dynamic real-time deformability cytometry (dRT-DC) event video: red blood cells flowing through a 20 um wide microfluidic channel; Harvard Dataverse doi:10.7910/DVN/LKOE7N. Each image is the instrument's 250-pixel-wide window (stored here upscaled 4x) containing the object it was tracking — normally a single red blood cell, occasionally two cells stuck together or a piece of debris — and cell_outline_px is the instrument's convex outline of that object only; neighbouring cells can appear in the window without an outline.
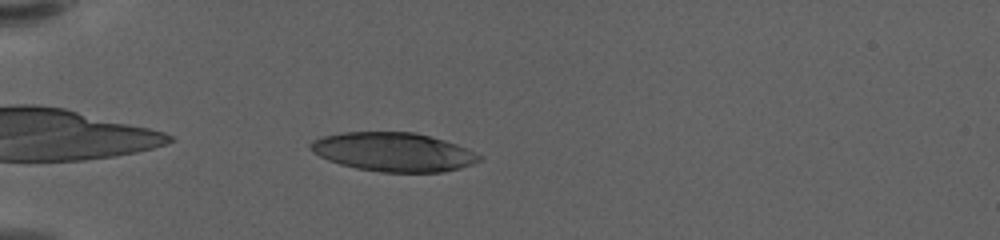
{"species": "human", "species_latin": "Homo sapiens", "temperature_condition": "warm", "stored_images_in_passage": 44, "camera_frame_rate_fps": 3000, "um_per_image_px": 0.085, "donor": {"sex": "female"}, "frame": {"image": 1, "passage_image": 3, "time_ms": 0.667, "image_size_px": [1000, 240], "cell_outline_px": [[480, 160], [472, 164], [460, 168], [440, 172], [384, 172], [356, 168], [340, 164], [328, 160], [312, 152], [308, 148], [308, 144], [312, 140], [324, 136], [344, 132], [412, 132], [444, 140], [456, 144], [480, 156]], "centroid_in_image_um": [33.37, 12.92], "position_along_channel_um": 51.6, "area_um2": 37.86}}
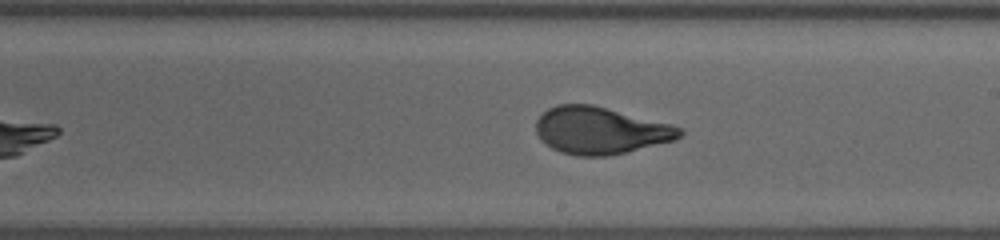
{"frame": {"image": 2, "passage_image": 21, "time_ms": 6.667, "image_size_px": [1000, 240], "cell_outline_px": [[684, 132], [676, 140], [608, 156], [576, 156], [560, 152], [552, 148], [540, 140], [536, 132], [536, 120], [548, 108], [556, 104], [592, 104], [672, 124], [684, 128]], "centroid_in_image_um": [51.03, 11.09], "position_along_channel_um": 238.0, "area_um2": 39.65}}
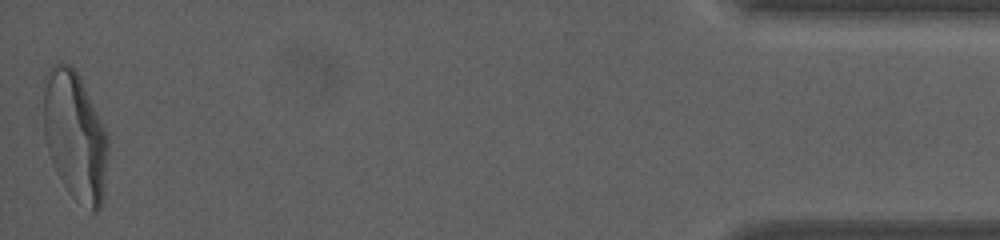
{"frame": {"image": 3, "passage_image": 44, "time_ms": 14.333, "image_size_px": [1000, 240], "cell_outline_px": [[108, 152], [104, 196], [100, 208], [96, 212], [92, 212], [72, 196], [68, 192], [56, 172], [48, 152], [44, 136], [44, 76], [52, 64], [60, 60], [72, 64], [80, 76], [108, 132]], "centroid_in_image_um": [6.39, 11.51], "position_along_channel_um": 428.8, "area_um2": 49.36}, "authors_computed_cell_mechanics": {"area_um2": 39.882, "velocity_mm_per_s": 3.527, "shape_relaxation_time_tau1_ms": 3.9235, "shape_relaxation_time_tau2_ms": null, "deformation_change_tau1": 0.2179, "deformation_change_tau2": null}}